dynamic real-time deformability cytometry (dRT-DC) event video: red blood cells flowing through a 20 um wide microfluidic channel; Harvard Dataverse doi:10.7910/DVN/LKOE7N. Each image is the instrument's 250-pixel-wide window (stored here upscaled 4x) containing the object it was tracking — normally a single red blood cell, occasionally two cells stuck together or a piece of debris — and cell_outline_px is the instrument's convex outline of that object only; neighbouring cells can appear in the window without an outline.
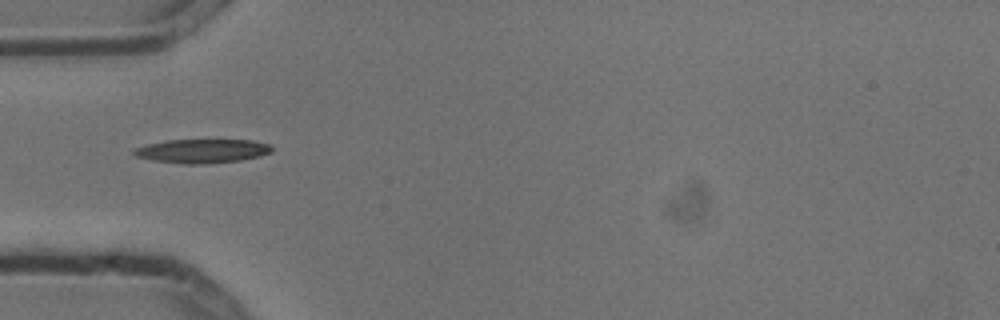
{"species": "common noctule bat (a hibernating species)", "species_latin": "Nyctalus noctula", "temperature_condition": "cold", "stored_images_in_passage": 3, "camera_frame_rate_fps": 3000, "um_per_image_px": 0.085, "animal": {"sex": "male", "body_mass_g": 13.3}, "frame": {"image": 1, "passage_image": 1, "time_ms": 0.0, "image_size_px": [1000, 320], "cell_outline_px": [[272, 152], [260, 156], [240, 160], [200, 164], [184, 164], [152, 160], [136, 156], [132, 152], [132, 148], [148, 144], [168, 140], [252, 140], [272, 144]], "centroid_in_image_um": [17.19, 12.83], "position_along_channel_um": 67.8, "area_um2": 19.25}}
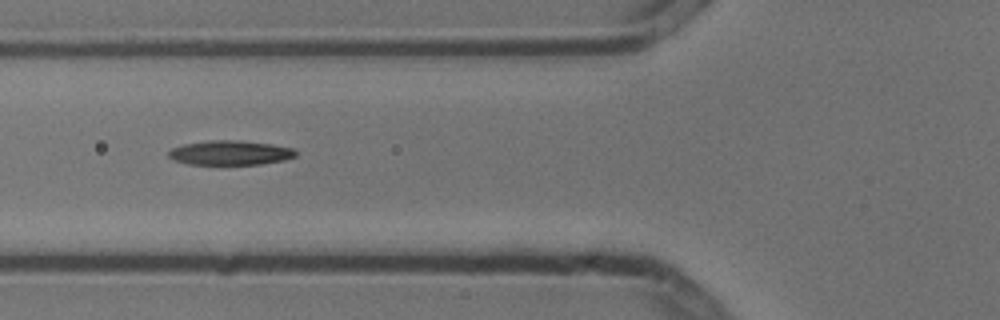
{"frame": {"image": 2, "passage_image": 2, "time_ms": 0.333, "image_size_px": [1000, 320], "cell_outline_px": [[296, 156], [284, 160], [260, 164], [188, 164], [176, 160], [168, 156], [168, 152], [172, 148], [184, 144], [208, 140], [236, 140], [272, 144], [296, 148]], "centroid_in_image_um": [19.6, 12.98], "position_along_channel_um": 106.2, "area_um2": 18.09}}
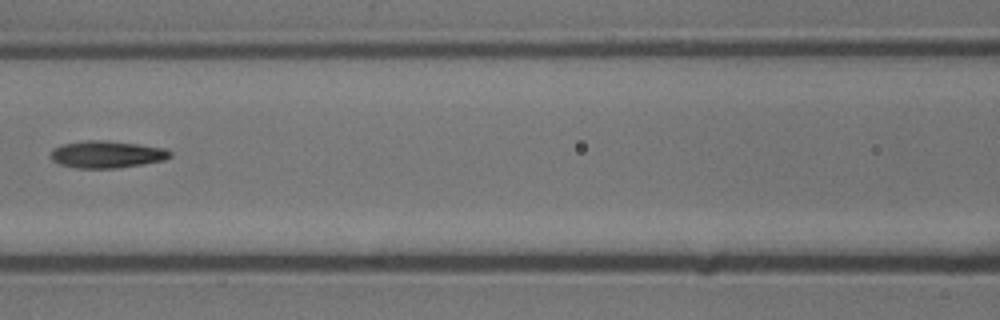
{"frame": {"image": 3, "passage_image": 3, "time_ms": 0.667, "image_size_px": [1000, 320], "cell_outline_px": [[172, 156], [164, 160], [144, 164], [116, 168], [76, 168], [60, 164], [52, 160], [52, 148], [60, 144], [84, 140], [104, 140], [140, 144], [168, 148], [172, 152]], "centroid_in_image_um": [9.11, 13.11], "position_along_channel_um": 157.5, "area_um2": 19.13}}